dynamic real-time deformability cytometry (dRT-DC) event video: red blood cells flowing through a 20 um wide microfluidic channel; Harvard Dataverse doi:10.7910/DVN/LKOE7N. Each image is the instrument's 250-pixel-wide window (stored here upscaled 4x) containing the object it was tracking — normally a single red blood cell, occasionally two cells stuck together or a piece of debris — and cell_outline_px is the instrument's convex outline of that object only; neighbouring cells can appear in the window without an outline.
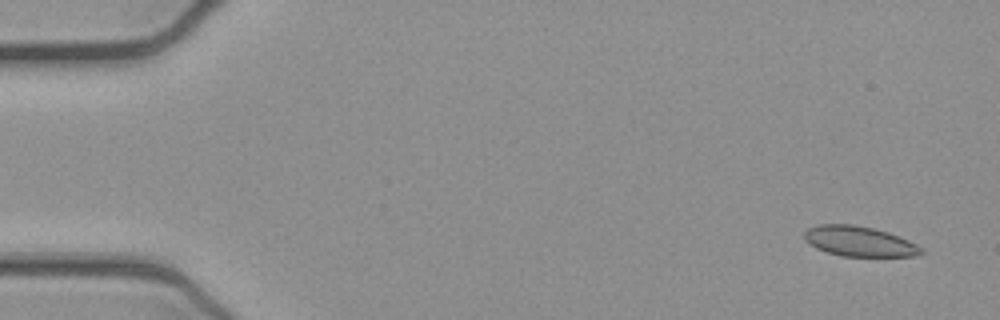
{"species": "common noctule bat (a hibernating species)", "species_latin": "Nyctalus noctula", "temperature_condition": "cold", "stored_images_in_passage": 53, "camera_frame_rate_fps": 3000, "um_per_image_px": 0.085, "animal": {"sex": "female", "body_mass_g": 21.9}, "frame": {"image": 1, "passage_image": 3, "time_ms": 0.667, "image_size_px": [1000, 320], "cell_outline_px": [[924, 252], [912, 256], [844, 256], [828, 252], [816, 248], [804, 240], [804, 232], [808, 228], [820, 224], [852, 224], [872, 228], [888, 232], [908, 240], [924, 248]], "centroid_in_image_um": [73.03, 20.51], "position_along_channel_um": 12.0, "area_um2": 20.4}}
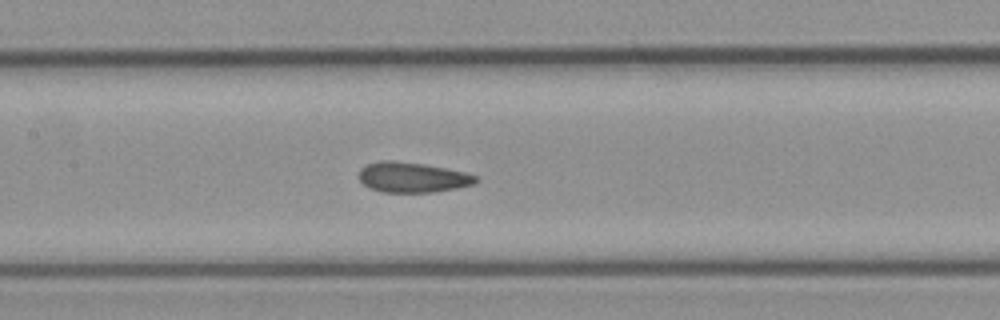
{"frame": {"image": 2, "passage_image": 25, "time_ms": 8.0, "image_size_px": [1000, 320], "cell_outline_px": [[480, 180], [472, 184], [456, 188], [432, 192], [380, 192], [368, 188], [360, 180], [360, 168], [368, 164], [380, 160], [392, 160], [424, 164], [464, 172], [476, 176]], "centroid_in_image_um": [35.03, 15.07], "position_along_channel_um": 172.4, "area_um2": 20.46}}
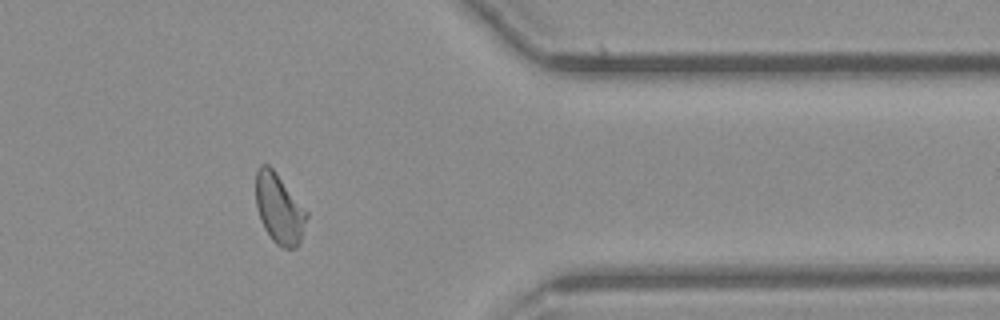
{"frame": {"image": 3, "passage_image": 43, "time_ms": 14.0, "image_size_px": [1000, 320], "cell_outline_px": [[308, 216], [300, 244], [296, 248], [284, 248], [276, 244], [272, 240], [264, 228], [260, 220], [256, 208], [256, 172], [260, 164], [268, 164], [276, 172], [308, 212]], "centroid_in_image_um": [23.73, 17.76], "position_along_channel_um": 387.7, "area_um2": 20.87}, "authors_computed_cell_mechanics": {"area_um2": 20.9236, "velocity_mm_per_s": 3.8809, "shape_relaxation_time_tau1_ms": null, "shape_relaxation_time_tau2_ms": 1.1825, "deformation_change_tau1": null, "deformation_change_tau2": 0.0676}}